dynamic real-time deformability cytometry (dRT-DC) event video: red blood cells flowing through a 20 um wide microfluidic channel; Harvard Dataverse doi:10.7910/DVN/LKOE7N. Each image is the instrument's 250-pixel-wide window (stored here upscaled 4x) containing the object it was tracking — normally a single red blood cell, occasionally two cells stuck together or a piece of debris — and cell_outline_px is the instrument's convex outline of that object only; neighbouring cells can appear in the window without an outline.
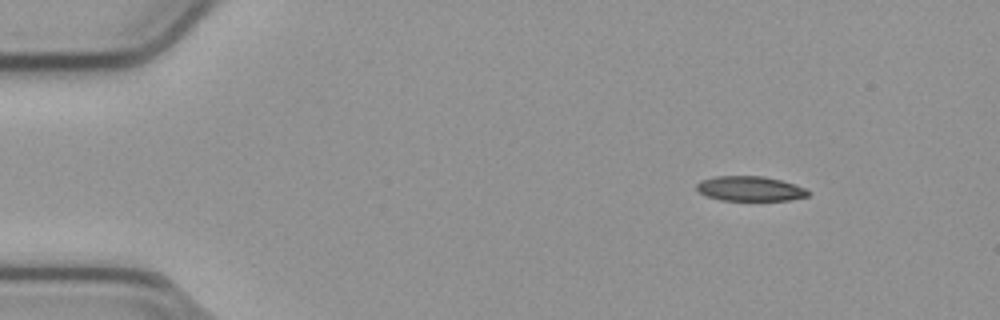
{"species": "common noctule bat (a hibernating species)", "species_latin": "Nyctalus noctula", "temperature_condition": "cold", "stored_images_in_passage": 48, "camera_frame_rate_fps": 3000, "um_per_image_px": 0.085, "animal": {"sex": "male", "body_mass_g": 23.1, "forearm_length_mm": 52.7}, "frame": {"image": 1, "passage_image": 1, "time_ms": 0.0, "image_size_px": [1000, 320], "cell_outline_px": [[812, 192], [808, 196], [788, 200], [720, 200], [708, 196], [700, 192], [696, 188], [696, 184], [700, 180], [716, 176], [764, 176], [780, 180], [804, 188]], "centroid_in_image_um": [63.74, 16.03], "position_along_channel_um": 21.3, "area_um2": 16.01}}
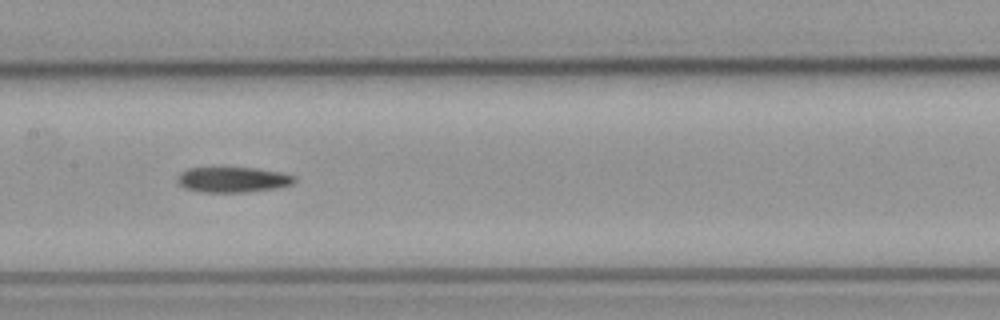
{"frame": {"image": 2, "passage_image": 21, "time_ms": 6.667, "image_size_px": [1000, 320], "cell_outline_px": [[296, 180], [292, 184], [276, 188], [248, 192], [200, 192], [184, 188], [176, 180], [180, 172], [188, 168], [256, 168], [280, 172], [296, 176]], "centroid_in_image_um": [19.79, 15.27], "position_along_channel_um": 187.6, "area_um2": 17.34}}
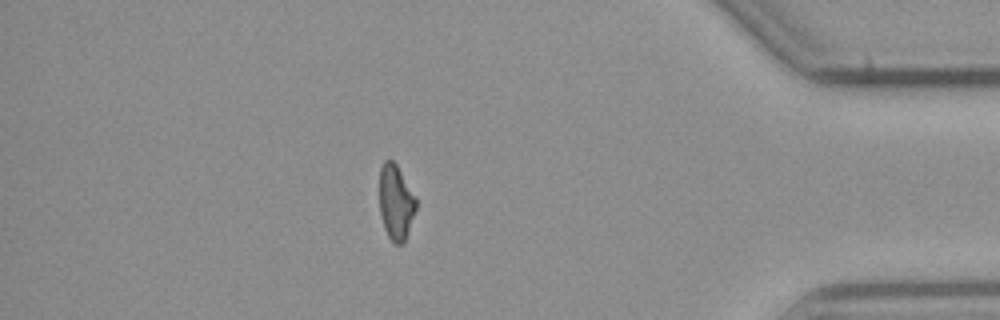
{"frame": {"image": 3, "passage_image": 41, "time_ms": 13.333, "image_size_px": [1000, 320], "cell_outline_px": [[416, 208], [404, 244], [392, 244], [384, 228], [380, 212], [380, 168], [384, 160], [392, 160], [396, 164], [416, 196]], "centroid_in_image_um": [33.65, 17.22], "position_along_channel_um": 401.6, "area_um2": 16.07}}